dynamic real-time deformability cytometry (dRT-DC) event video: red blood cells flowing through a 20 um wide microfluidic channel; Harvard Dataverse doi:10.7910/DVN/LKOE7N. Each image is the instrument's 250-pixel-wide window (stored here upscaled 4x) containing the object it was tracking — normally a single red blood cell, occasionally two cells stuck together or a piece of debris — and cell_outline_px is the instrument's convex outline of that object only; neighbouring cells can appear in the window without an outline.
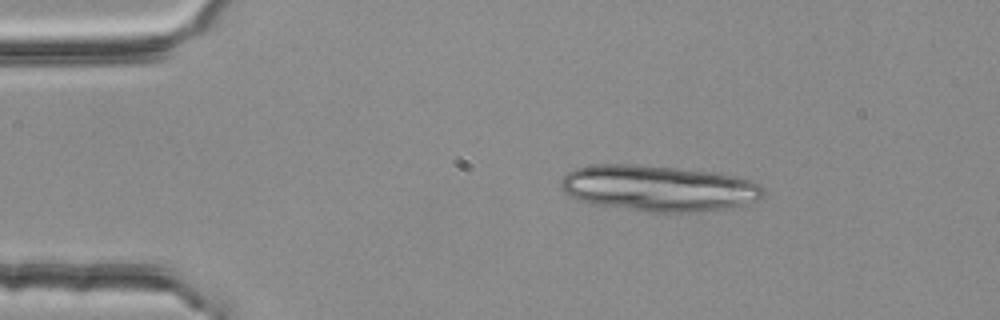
{"species": "common noctule bat (a hibernating species)", "species_latin": "Nyctalus noctula", "temperature_condition": "room temperature", "stored_images_in_passage": 4, "camera_frame_rate_fps": 3000, "um_per_image_px": 0.085, "animal": {"sex": "female", "body_mass_g": 25.1}, "frame": {"image": 1, "passage_image": 1, "time_ms": 0.0, "image_size_px": [1000, 320], "cell_outline_px": [[764, 192], [760, 200], [736, 208], [700, 212], [648, 212], [592, 204], [576, 200], [564, 192], [560, 188], [560, 180], [568, 172], [576, 168], [592, 164], [636, 164], [676, 168], [712, 172], [736, 176], [760, 184], [764, 188]], "centroid_in_image_um": [55.99, 16.01], "position_along_channel_um": 29.0, "area_um2": 55.03}}